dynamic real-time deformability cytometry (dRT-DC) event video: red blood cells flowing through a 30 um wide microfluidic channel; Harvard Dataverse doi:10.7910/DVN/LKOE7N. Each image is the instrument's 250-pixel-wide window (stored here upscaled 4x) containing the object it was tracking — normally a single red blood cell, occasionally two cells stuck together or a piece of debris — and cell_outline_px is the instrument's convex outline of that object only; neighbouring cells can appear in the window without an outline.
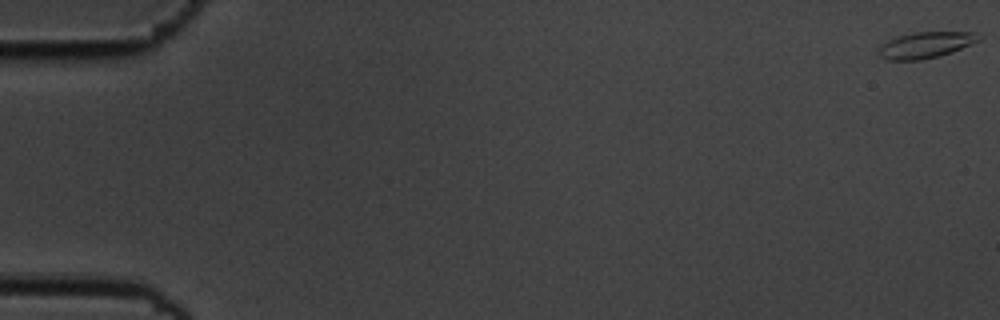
{"species": "common noctule bat (a hibernating species)", "species_latin": "Nyctalus noctula", "temperature_condition": "cold", "stored_images_in_passage": 58, "camera_frame_rate_fps": 3000, "um_per_image_px": 0.085, "animal": {"sex": "male", "body_mass_g": 19.5, "forearm_length_mm": 54.6}, "frame": {"image": 1, "passage_image": 1, "time_ms": 0.0, "image_size_px": [1000, 320], "cell_outline_px": [[984, 36], [980, 40], [952, 52], [940, 56], [920, 60], [888, 60], [880, 56], [880, 48], [888, 40], [912, 32], [976, 32]], "centroid_in_image_um": [78.75, 3.82], "position_along_channel_um": 6.2, "area_um2": 15.14}}
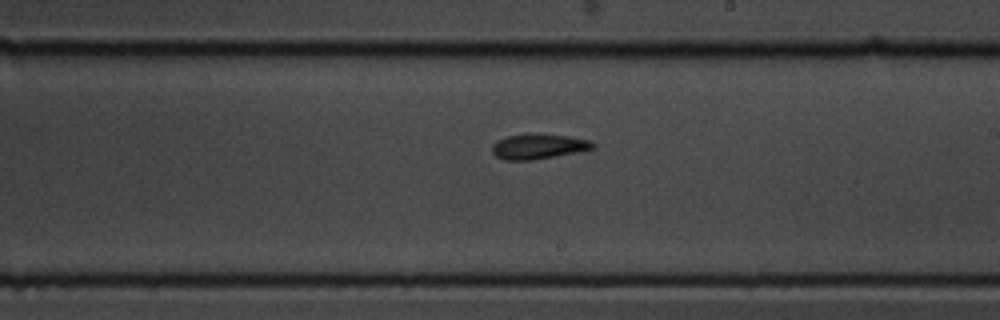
{"frame": {"image": 2, "passage_image": 34, "time_ms": 11.0, "image_size_px": [1000, 320], "cell_outline_px": [[596, 148], [532, 160], [504, 160], [496, 156], [492, 152], [492, 144], [496, 140], [508, 136], [528, 132], [568, 136], [588, 140], [596, 144]], "centroid_in_image_um": [45.72, 12.43], "position_along_channel_um": 243.3, "area_um2": 14.85}}
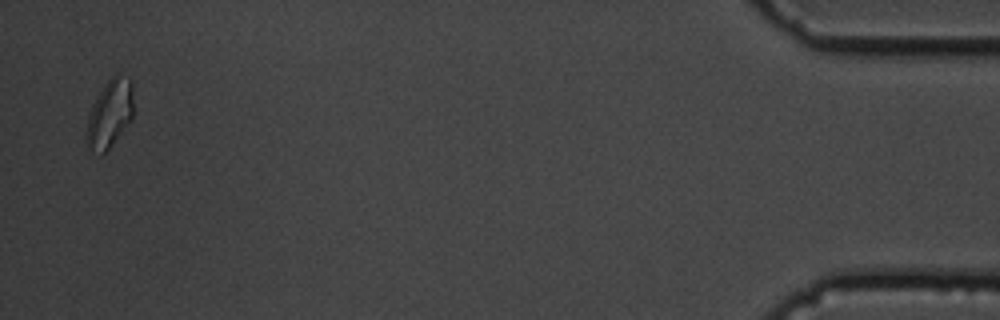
{"frame": {"image": 3, "passage_image": 56, "time_ms": 18.333, "image_size_px": [1000, 320], "cell_outline_px": [[132, 120], [108, 148], [100, 156], [88, 148], [84, 136], [88, 116], [92, 104], [104, 84], [116, 72], [132, 80]], "centroid_in_image_um": [9.3, 9.66], "position_along_channel_um": 425.9, "area_um2": 18.79}}